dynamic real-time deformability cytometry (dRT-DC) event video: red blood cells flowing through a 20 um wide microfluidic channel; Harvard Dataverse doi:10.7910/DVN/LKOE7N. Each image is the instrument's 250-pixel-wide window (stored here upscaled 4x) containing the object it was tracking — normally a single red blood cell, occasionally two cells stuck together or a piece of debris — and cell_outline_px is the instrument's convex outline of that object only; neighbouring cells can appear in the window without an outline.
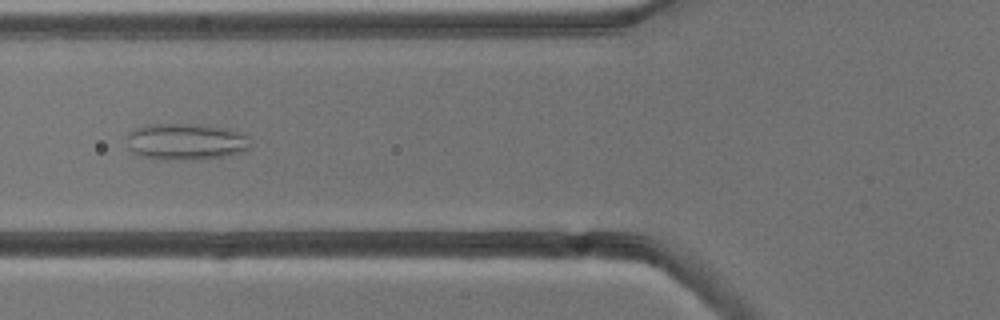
{"species": "common noctule bat (a hibernating species)", "species_latin": "Nyctalus noctula", "temperature_condition": "cold", "stored_images_in_passage": 7, "camera_frame_rate_fps": 3000, "um_per_image_px": 0.085, "animal": {"sex": "male", "body_mass_g": 13.3}, "frame": {"image": 1, "passage_image": 5, "time_ms": 4.667, "image_size_px": [1000, 320], "cell_outline_px": [[252, 144], [244, 152], [224, 156], [168, 160], [160, 160], [140, 156], [132, 152], [128, 136], [136, 128], [144, 124], [196, 124], [228, 128], [240, 132], [248, 136]], "centroid_in_image_um": [15.84, 12.03], "position_along_channel_um": 110.0, "area_um2": 26.18}}